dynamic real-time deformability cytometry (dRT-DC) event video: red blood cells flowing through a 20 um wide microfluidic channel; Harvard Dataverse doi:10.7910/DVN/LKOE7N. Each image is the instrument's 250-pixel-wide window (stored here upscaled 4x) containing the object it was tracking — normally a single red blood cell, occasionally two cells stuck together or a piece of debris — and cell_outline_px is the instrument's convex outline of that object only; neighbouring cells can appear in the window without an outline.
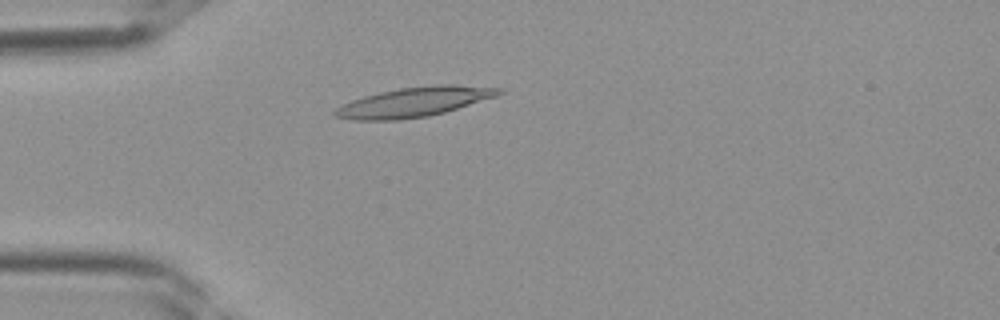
{"species": "Egyptian fruit bat (a non-hibernating species)", "species_latin": "Rousettus aegyptiacus", "temperature_condition": "room temperature", "stored_images_in_passage": 38, "camera_frame_rate_fps": 3000, "um_per_image_px": 0.085, "frame": {"image": 1, "passage_image": 10, "time_ms": 3.0, "image_size_px": [1000, 320], "cell_outline_px": [[504, 92], [496, 96], [444, 112], [428, 116], [400, 120], [352, 120], [332, 116], [332, 112], [340, 104], [364, 96], [380, 92], [400, 88], [440, 84], [452, 84], [504, 88]], "centroid_in_image_um": [35.16, 8.67], "position_along_channel_um": 49.8, "area_um2": 28.32}}
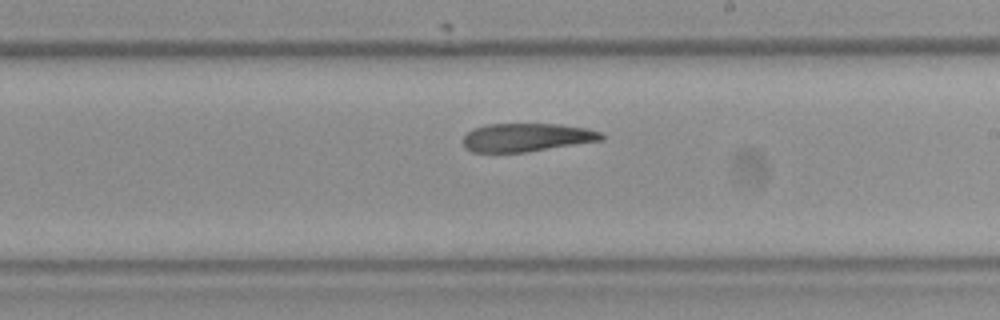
{"frame": {"image": 2, "passage_image": 22, "time_ms": 7.0, "image_size_px": [1000, 320], "cell_outline_px": [[604, 140], [524, 152], [472, 152], [464, 148], [460, 140], [472, 128], [488, 124], [560, 124], [588, 128], [600, 132], [604, 136]], "centroid_in_image_um": [44.72, 11.68], "position_along_channel_um": 244.3, "area_um2": 23.0}}
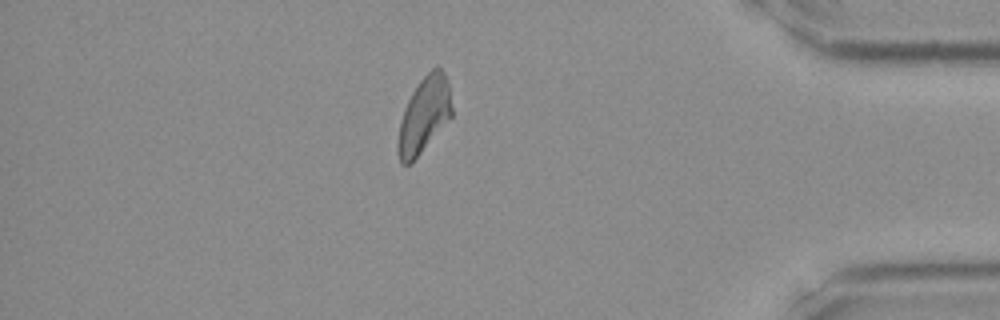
{"frame": {"image": 3, "passage_image": 33, "time_ms": 10.667, "image_size_px": [1000, 320], "cell_outline_px": [[452, 116], [420, 152], [408, 164], [400, 164], [396, 152], [396, 144], [400, 120], [404, 108], [412, 92], [420, 80], [436, 64], [444, 72], [448, 84], [452, 108]], "centroid_in_image_um": [36.01, 9.76], "position_along_channel_um": 399.2, "area_um2": 23.58}}